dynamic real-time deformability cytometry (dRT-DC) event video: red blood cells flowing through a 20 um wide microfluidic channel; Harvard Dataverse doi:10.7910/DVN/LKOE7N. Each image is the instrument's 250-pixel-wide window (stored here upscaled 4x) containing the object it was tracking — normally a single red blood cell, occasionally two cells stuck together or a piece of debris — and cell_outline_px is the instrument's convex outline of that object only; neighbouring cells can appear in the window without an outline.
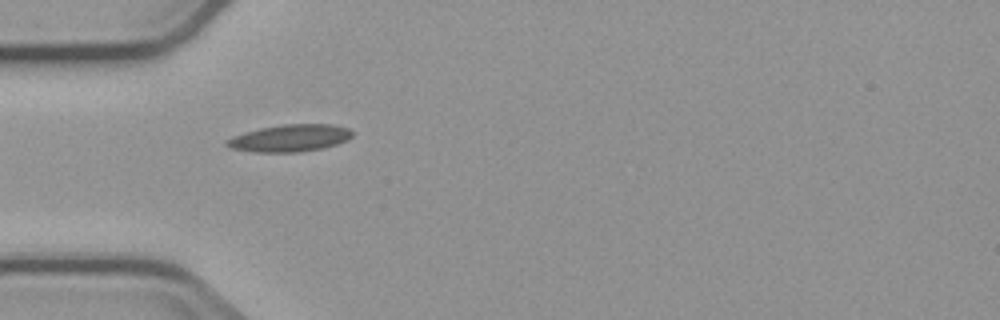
{"species": "common noctule bat (a hibernating species)", "species_latin": "Nyctalus noctula", "temperature_condition": "cold", "stored_images_in_passage": 3, "camera_frame_rate_fps": 3000, "um_per_image_px": 0.085, "animal": {"sex": "male", "body_mass_g": 23.1, "forearm_length_mm": 52.7}, "frame": {"image": 1, "passage_image": 2, "time_ms": 1.333, "image_size_px": [1000, 320], "cell_outline_px": [[352, 136], [336, 144], [320, 148], [296, 152], [252, 152], [232, 148], [224, 144], [232, 136], [244, 132], [260, 128], [284, 124], [332, 124], [348, 128], [352, 132]], "centroid_in_image_um": [24.6, 11.73], "position_along_channel_um": 60.4, "area_um2": 19.59}}
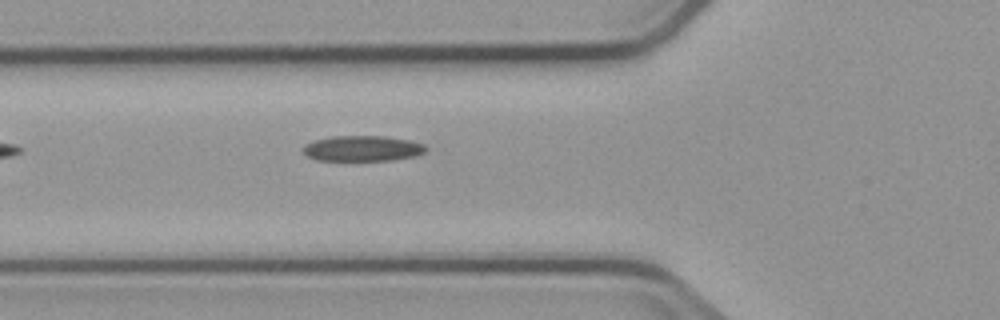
{"frame": {"image": 2, "passage_image": 3, "time_ms": 2.333, "image_size_px": [1000, 320], "cell_outline_px": [[428, 148], [424, 152], [412, 156], [392, 160], [316, 160], [308, 156], [304, 152], [304, 144], [312, 140], [332, 136], [384, 136], [408, 140], [424, 144]], "centroid_in_image_um": [30.78, 12.61], "position_along_channel_um": 95.0, "area_um2": 18.15}}